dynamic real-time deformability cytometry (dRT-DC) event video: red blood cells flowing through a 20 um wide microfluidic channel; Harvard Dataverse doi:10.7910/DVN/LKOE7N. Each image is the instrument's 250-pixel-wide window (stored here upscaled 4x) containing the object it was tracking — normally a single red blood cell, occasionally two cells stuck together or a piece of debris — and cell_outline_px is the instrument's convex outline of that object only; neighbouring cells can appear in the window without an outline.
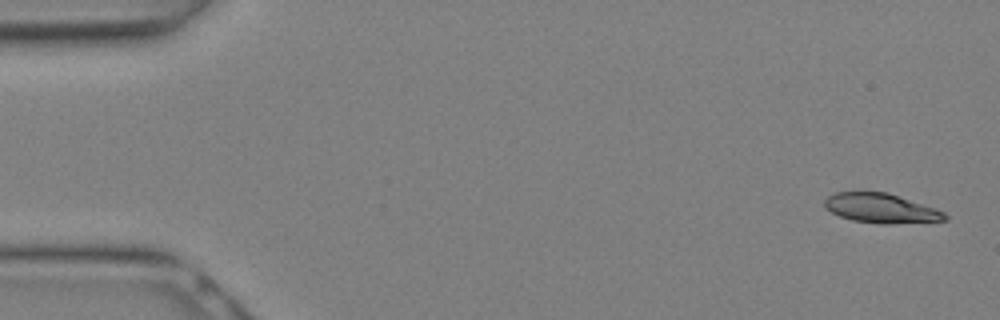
{"species": "Egyptian fruit bat (a non-hibernating species)", "species_latin": "Rousettus aegyptiacus", "temperature_condition": "warm", "stored_images_in_passage": 10, "camera_frame_rate_fps": 3000, "um_per_image_px": 0.085, "animal": {"sex": "female"}, "frame": {"image": 1, "passage_image": 1, "time_ms": 0.0, "image_size_px": [1000, 320], "cell_outline_px": [[944, 220], [856, 220], [832, 212], [828, 208], [828, 200], [832, 196], [840, 192], [884, 192], [896, 196], [940, 212], [944, 216]], "centroid_in_image_um": [74.76, 17.63], "position_along_channel_um": 10.2, "area_um2": 17.57}}
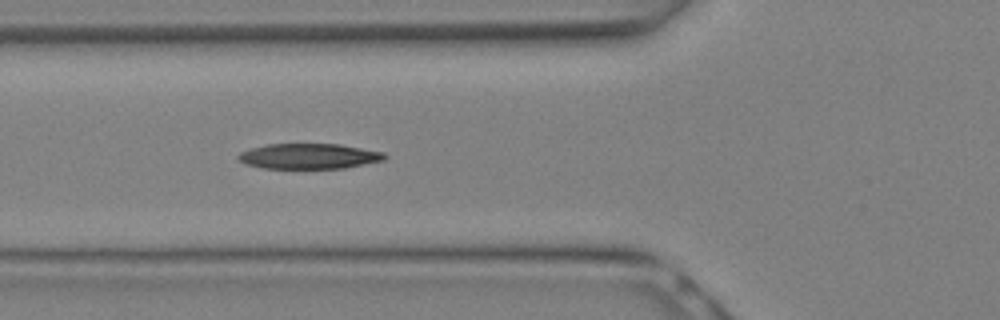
{"frame": {"image": 2, "passage_image": 10, "time_ms": 3.0, "image_size_px": [1000, 320], "cell_outline_px": [[384, 156], [376, 160], [336, 168], [268, 168], [252, 164], [240, 160], [240, 156], [244, 152], [256, 148], [276, 144], [332, 144], [380, 152]], "centroid_in_image_um": [26.19, 13.27], "position_along_channel_um": 99.6, "area_um2": 19.71}}